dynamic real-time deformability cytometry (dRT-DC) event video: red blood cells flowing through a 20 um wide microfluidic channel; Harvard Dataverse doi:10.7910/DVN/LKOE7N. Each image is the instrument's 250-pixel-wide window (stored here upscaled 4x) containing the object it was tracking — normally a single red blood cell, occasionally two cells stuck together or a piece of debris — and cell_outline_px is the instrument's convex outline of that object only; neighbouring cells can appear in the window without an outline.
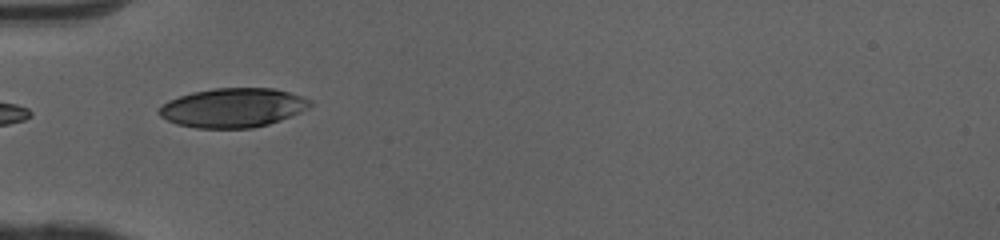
{"species": "human", "species_latin": "Homo sapiens", "temperature_condition": "cold", "stored_images_in_passage": 34, "camera_frame_rate_fps": 3000, "um_per_image_px": 0.085, "donor": {"sex": "female"}, "frame": {"image": 1, "passage_image": 1, "time_ms": 0.0, "image_size_px": [1000, 240], "cell_outline_px": [[312, 104], [308, 108], [300, 112], [280, 120], [268, 124], [252, 128], [196, 128], [176, 124], [160, 116], [156, 112], [168, 100], [192, 92], [212, 88], [272, 88], [288, 92], [312, 100]], "centroid_in_image_um": [19.78, 9.16], "position_along_channel_um": 65.2, "area_um2": 34.45}}
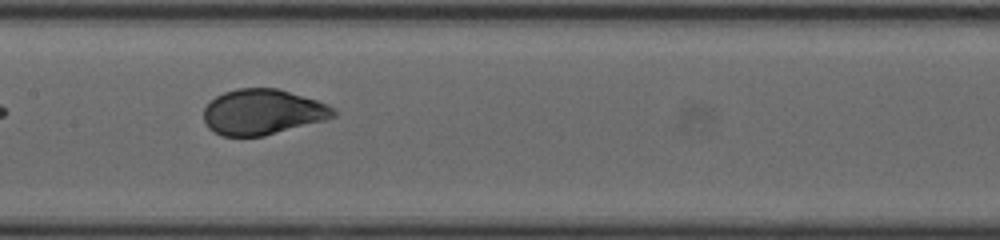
{"frame": {"image": 2, "passage_image": 10, "time_ms": 3.0, "image_size_px": [1000, 240], "cell_outline_px": [[336, 116], [324, 120], [264, 136], [220, 136], [212, 132], [208, 128], [204, 120], [204, 108], [216, 96], [224, 92], [236, 88], [276, 88], [316, 100], [328, 104], [336, 108]], "centroid_in_image_um": [22.31, 9.52], "position_along_channel_um": 185.1, "area_um2": 34.39}}
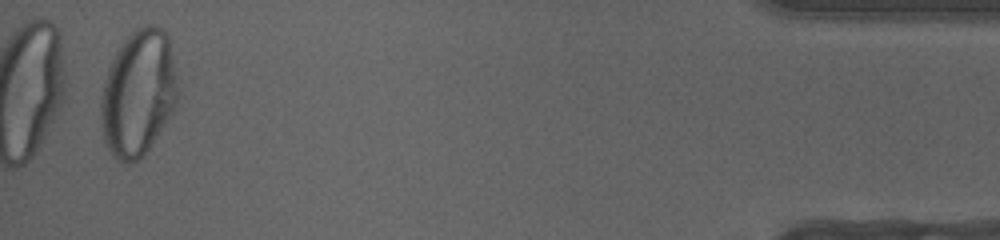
{"frame": {"image": 3, "passage_image": 33, "time_ms": 10.667, "image_size_px": [1000, 240], "cell_outline_px": [[180, 88], [172, 112], [148, 148], [132, 164], [128, 164], [112, 156], [104, 140], [100, 116], [100, 100], [104, 80], [108, 68], [116, 52], [124, 40], [136, 28], [144, 24], [156, 24], [168, 32]], "centroid_in_image_um": [11.77, 7.86], "position_along_channel_um": 423.4, "area_um2": 56.82}, "authors_computed_cell_mechanics": {"area_um2": 35.9516, "velocity_mm_per_s": 4.0695, "shape_relaxation_time_tau1_ms": 3.0561, "shape_relaxation_time_tau2_ms": null, "deformation_change_tau1": 0.1697, "deformation_change_tau2": null}}